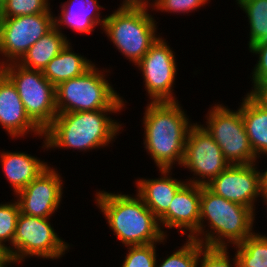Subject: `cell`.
Here are the masks:
<instances>
[{
	"label": "cell",
	"mask_w": 267,
	"mask_h": 267,
	"mask_svg": "<svg viewBox=\"0 0 267 267\" xmlns=\"http://www.w3.org/2000/svg\"><path fill=\"white\" fill-rule=\"evenodd\" d=\"M178 102H150L144 115L145 148L160 169L182 165L189 125Z\"/></svg>",
	"instance_id": "6da1fadb"
},
{
	"label": "cell",
	"mask_w": 267,
	"mask_h": 267,
	"mask_svg": "<svg viewBox=\"0 0 267 267\" xmlns=\"http://www.w3.org/2000/svg\"><path fill=\"white\" fill-rule=\"evenodd\" d=\"M96 197L110 228L124 245H145L165 239L158 218L138 195L134 198L102 191Z\"/></svg>",
	"instance_id": "7a4b0ae2"
},
{
	"label": "cell",
	"mask_w": 267,
	"mask_h": 267,
	"mask_svg": "<svg viewBox=\"0 0 267 267\" xmlns=\"http://www.w3.org/2000/svg\"><path fill=\"white\" fill-rule=\"evenodd\" d=\"M117 111L119 110L58 113L43 131L46 137L45 147L87 150L107 145L114 139L121 125L105 114Z\"/></svg>",
	"instance_id": "3957f363"
},
{
	"label": "cell",
	"mask_w": 267,
	"mask_h": 267,
	"mask_svg": "<svg viewBox=\"0 0 267 267\" xmlns=\"http://www.w3.org/2000/svg\"><path fill=\"white\" fill-rule=\"evenodd\" d=\"M253 213L251 208L226 200L212 192L206 185H201L200 223L196 234L190 238L210 248H227L223 238L228 239V243L238 245L253 234L251 232ZM203 219L209 220L211 230H214L212 234L211 232L204 234ZM202 233L205 235V242L202 238L201 240L197 238Z\"/></svg>",
	"instance_id": "277c9868"
},
{
	"label": "cell",
	"mask_w": 267,
	"mask_h": 267,
	"mask_svg": "<svg viewBox=\"0 0 267 267\" xmlns=\"http://www.w3.org/2000/svg\"><path fill=\"white\" fill-rule=\"evenodd\" d=\"M99 72L93 65L83 75L59 83L55 87L57 113L121 110L123 99Z\"/></svg>",
	"instance_id": "5b68a950"
},
{
	"label": "cell",
	"mask_w": 267,
	"mask_h": 267,
	"mask_svg": "<svg viewBox=\"0 0 267 267\" xmlns=\"http://www.w3.org/2000/svg\"><path fill=\"white\" fill-rule=\"evenodd\" d=\"M147 8H121L105 17L103 29L123 55L135 65L157 40L154 19Z\"/></svg>",
	"instance_id": "8992f818"
},
{
	"label": "cell",
	"mask_w": 267,
	"mask_h": 267,
	"mask_svg": "<svg viewBox=\"0 0 267 267\" xmlns=\"http://www.w3.org/2000/svg\"><path fill=\"white\" fill-rule=\"evenodd\" d=\"M6 65L2 62L0 70L16 86L26 114L44 131L58 114L55 86L42 71L27 69L17 62Z\"/></svg>",
	"instance_id": "52a82bcc"
},
{
	"label": "cell",
	"mask_w": 267,
	"mask_h": 267,
	"mask_svg": "<svg viewBox=\"0 0 267 267\" xmlns=\"http://www.w3.org/2000/svg\"><path fill=\"white\" fill-rule=\"evenodd\" d=\"M208 116V125L204 129L220 146L225 159L231 165L254 163L256 155L249 143L241 107L234 112L218 104L210 110Z\"/></svg>",
	"instance_id": "ba28073f"
},
{
	"label": "cell",
	"mask_w": 267,
	"mask_h": 267,
	"mask_svg": "<svg viewBox=\"0 0 267 267\" xmlns=\"http://www.w3.org/2000/svg\"><path fill=\"white\" fill-rule=\"evenodd\" d=\"M48 219L19 214L13 240L16 250L8 247V255L14 262L22 261L27 255L48 259L63 255L69 245L58 237Z\"/></svg>",
	"instance_id": "9c48e42d"
},
{
	"label": "cell",
	"mask_w": 267,
	"mask_h": 267,
	"mask_svg": "<svg viewBox=\"0 0 267 267\" xmlns=\"http://www.w3.org/2000/svg\"><path fill=\"white\" fill-rule=\"evenodd\" d=\"M53 27L54 17L51 13L0 17V52L8 57V62H18Z\"/></svg>",
	"instance_id": "30bf717a"
},
{
	"label": "cell",
	"mask_w": 267,
	"mask_h": 267,
	"mask_svg": "<svg viewBox=\"0 0 267 267\" xmlns=\"http://www.w3.org/2000/svg\"><path fill=\"white\" fill-rule=\"evenodd\" d=\"M230 163L223 156L220 146L207 133L203 126L194 124L188 131L185 154L181 166L190 168L194 174L199 175L187 183L206 185L213 178L224 171ZM208 177V180H204Z\"/></svg>",
	"instance_id": "8fae6325"
},
{
	"label": "cell",
	"mask_w": 267,
	"mask_h": 267,
	"mask_svg": "<svg viewBox=\"0 0 267 267\" xmlns=\"http://www.w3.org/2000/svg\"><path fill=\"white\" fill-rule=\"evenodd\" d=\"M174 56L167 43L158 37L136 64L144 75L151 102H176L171 92L177 72Z\"/></svg>",
	"instance_id": "7c38bea8"
},
{
	"label": "cell",
	"mask_w": 267,
	"mask_h": 267,
	"mask_svg": "<svg viewBox=\"0 0 267 267\" xmlns=\"http://www.w3.org/2000/svg\"><path fill=\"white\" fill-rule=\"evenodd\" d=\"M255 164L229 165L206 186L215 194L231 202L251 208L261 194V174Z\"/></svg>",
	"instance_id": "4fadbf2b"
},
{
	"label": "cell",
	"mask_w": 267,
	"mask_h": 267,
	"mask_svg": "<svg viewBox=\"0 0 267 267\" xmlns=\"http://www.w3.org/2000/svg\"><path fill=\"white\" fill-rule=\"evenodd\" d=\"M54 169L47 167L31 183L17 193L20 213L49 218L60 205L62 180Z\"/></svg>",
	"instance_id": "5bb4252c"
},
{
	"label": "cell",
	"mask_w": 267,
	"mask_h": 267,
	"mask_svg": "<svg viewBox=\"0 0 267 267\" xmlns=\"http://www.w3.org/2000/svg\"><path fill=\"white\" fill-rule=\"evenodd\" d=\"M200 197L201 185L186 182L176 192L168 210L158 219L159 222L168 228H180L181 234L189 230L188 237H191L200 223Z\"/></svg>",
	"instance_id": "9a60e30c"
},
{
	"label": "cell",
	"mask_w": 267,
	"mask_h": 267,
	"mask_svg": "<svg viewBox=\"0 0 267 267\" xmlns=\"http://www.w3.org/2000/svg\"><path fill=\"white\" fill-rule=\"evenodd\" d=\"M0 124L12 137L24 136L29 131L43 136V131L26 114L16 86L1 70Z\"/></svg>",
	"instance_id": "2e32d148"
},
{
	"label": "cell",
	"mask_w": 267,
	"mask_h": 267,
	"mask_svg": "<svg viewBox=\"0 0 267 267\" xmlns=\"http://www.w3.org/2000/svg\"><path fill=\"white\" fill-rule=\"evenodd\" d=\"M164 177L160 179L138 180V196L147 208L159 219L167 210L176 192L185 184L172 179L168 173L170 169H159Z\"/></svg>",
	"instance_id": "e0dca14e"
},
{
	"label": "cell",
	"mask_w": 267,
	"mask_h": 267,
	"mask_svg": "<svg viewBox=\"0 0 267 267\" xmlns=\"http://www.w3.org/2000/svg\"><path fill=\"white\" fill-rule=\"evenodd\" d=\"M241 116L256 157L267 154V107L250 92L242 102Z\"/></svg>",
	"instance_id": "ac0fdd59"
},
{
	"label": "cell",
	"mask_w": 267,
	"mask_h": 267,
	"mask_svg": "<svg viewBox=\"0 0 267 267\" xmlns=\"http://www.w3.org/2000/svg\"><path fill=\"white\" fill-rule=\"evenodd\" d=\"M1 158L3 171L16 194L48 167L45 162L21 152H3Z\"/></svg>",
	"instance_id": "d6986e66"
},
{
	"label": "cell",
	"mask_w": 267,
	"mask_h": 267,
	"mask_svg": "<svg viewBox=\"0 0 267 267\" xmlns=\"http://www.w3.org/2000/svg\"><path fill=\"white\" fill-rule=\"evenodd\" d=\"M55 26L35 42L17 62L27 69L43 71L46 65L69 43Z\"/></svg>",
	"instance_id": "ffe728a7"
},
{
	"label": "cell",
	"mask_w": 267,
	"mask_h": 267,
	"mask_svg": "<svg viewBox=\"0 0 267 267\" xmlns=\"http://www.w3.org/2000/svg\"><path fill=\"white\" fill-rule=\"evenodd\" d=\"M77 6L75 8L76 4ZM71 3V4H70ZM75 4V5H74ZM74 6V7H73ZM100 7L97 3V0H71L66 5H62V13L59 17L54 18V26L56 28L60 27L59 24L68 25L69 27L73 28L74 30L81 32V33H90L94 31L93 28L97 26L96 24L102 23V27L104 25L105 19H100L99 11ZM92 9V10H91Z\"/></svg>",
	"instance_id": "44dd1931"
},
{
	"label": "cell",
	"mask_w": 267,
	"mask_h": 267,
	"mask_svg": "<svg viewBox=\"0 0 267 267\" xmlns=\"http://www.w3.org/2000/svg\"><path fill=\"white\" fill-rule=\"evenodd\" d=\"M68 43L43 69V75L56 87L59 83L83 75L93 64L73 53Z\"/></svg>",
	"instance_id": "7402d4cb"
},
{
	"label": "cell",
	"mask_w": 267,
	"mask_h": 267,
	"mask_svg": "<svg viewBox=\"0 0 267 267\" xmlns=\"http://www.w3.org/2000/svg\"><path fill=\"white\" fill-rule=\"evenodd\" d=\"M238 247L234 265L236 267H267V237L251 234Z\"/></svg>",
	"instance_id": "603a6c76"
},
{
	"label": "cell",
	"mask_w": 267,
	"mask_h": 267,
	"mask_svg": "<svg viewBox=\"0 0 267 267\" xmlns=\"http://www.w3.org/2000/svg\"><path fill=\"white\" fill-rule=\"evenodd\" d=\"M248 16L250 24L249 47L267 40V0H237Z\"/></svg>",
	"instance_id": "cb8c5ba5"
},
{
	"label": "cell",
	"mask_w": 267,
	"mask_h": 267,
	"mask_svg": "<svg viewBox=\"0 0 267 267\" xmlns=\"http://www.w3.org/2000/svg\"><path fill=\"white\" fill-rule=\"evenodd\" d=\"M19 214L20 207L18 201L0 204V251H4L7 254L8 247L3 242L10 241L13 246Z\"/></svg>",
	"instance_id": "d4e9b609"
},
{
	"label": "cell",
	"mask_w": 267,
	"mask_h": 267,
	"mask_svg": "<svg viewBox=\"0 0 267 267\" xmlns=\"http://www.w3.org/2000/svg\"><path fill=\"white\" fill-rule=\"evenodd\" d=\"M48 0H4L0 7V17H16L50 13Z\"/></svg>",
	"instance_id": "484cf974"
},
{
	"label": "cell",
	"mask_w": 267,
	"mask_h": 267,
	"mask_svg": "<svg viewBox=\"0 0 267 267\" xmlns=\"http://www.w3.org/2000/svg\"><path fill=\"white\" fill-rule=\"evenodd\" d=\"M200 257L201 243L189 237L182 248L166 258L158 267H197Z\"/></svg>",
	"instance_id": "4316f807"
},
{
	"label": "cell",
	"mask_w": 267,
	"mask_h": 267,
	"mask_svg": "<svg viewBox=\"0 0 267 267\" xmlns=\"http://www.w3.org/2000/svg\"><path fill=\"white\" fill-rule=\"evenodd\" d=\"M156 243L145 245H130L129 253L123 261L122 267H155L156 266Z\"/></svg>",
	"instance_id": "83f0119b"
},
{
	"label": "cell",
	"mask_w": 267,
	"mask_h": 267,
	"mask_svg": "<svg viewBox=\"0 0 267 267\" xmlns=\"http://www.w3.org/2000/svg\"><path fill=\"white\" fill-rule=\"evenodd\" d=\"M227 248H210L201 244L200 267H232L227 255Z\"/></svg>",
	"instance_id": "f1b7e54d"
},
{
	"label": "cell",
	"mask_w": 267,
	"mask_h": 267,
	"mask_svg": "<svg viewBox=\"0 0 267 267\" xmlns=\"http://www.w3.org/2000/svg\"><path fill=\"white\" fill-rule=\"evenodd\" d=\"M250 52L259 55V61L253 71L254 88L267 81V40L249 47Z\"/></svg>",
	"instance_id": "f546056e"
},
{
	"label": "cell",
	"mask_w": 267,
	"mask_h": 267,
	"mask_svg": "<svg viewBox=\"0 0 267 267\" xmlns=\"http://www.w3.org/2000/svg\"><path fill=\"white\" fill-rule=\"evenodd\" d=\"M154 6L159 10L166 12H189L201 5L205 4L208 0H155Z\"/></svg>",
	"instance_id": "4dcf8cb0"
},
{
	"label": "cell",
	"mask_w": 267,
	"mask_h": 267,
	"mask_svg": "<svg viewBox=\"0 0 267 267\" xmlns=\"http://www.w3.org/2000/svg\"><path fill=\"white\" fill-rule=\"evenodd\" d=\"M251 93L267 107V81L257 85Z\"/></svg>",
	"instance_id": "1f68e13d"
},
{
	"label": "cell",
	"mask_w": 267,
	"mask_h": 267,
	"mask_svg": "<svg viewBox=\"0 0 267 267\" xmlns=\"http://www.w3.org/2000/svg\"><path fill=\"white\" fill-rule=\"evenodd\" d=\"M148 0H125L121 8H147Z\"/></svg>",
	"instance_id": "d6a6232c"
},
{
	"label": "cell",
	"mask_w": 267,
	"mask_h": 267,
	"mask_svg": "<svg viewBox=\"0 0 267 267\" xmlns=\"http://www.w3.org/2000/svg\"><path fill=\"white\" fill-rule=\"evenodd\" d=\"M261 196H263L267 205V170L264 173H261Z\"/></svg>",
	"instance_id": "836d02e7"
},
{
	"label": "cell",
	"mask_w": 267,
	"mask_h": 267,
	"mask_svg": "<svg viewBox=\"0 0 267 267\" xmlns=\"http://www.w3.org/2000/svg\"><path fill=\"white\" fill-rule=\"evenodd\" d=\"M11 262L14 263L12 258L6 252L0 251V267H6L7 263L10 264Z\"/></svg>",
	"instance_id": "e575fe53"
},
{
	"label": "cell",
	"mask_w": 267,
	"mask_h": 267,
	"mask_svg": "<svg viewBox=\"0 0 267 267\" xmlns=\"http://www.w3.org/2000/svg\"><path fill=\"white\" fill-rule=\"evenodd\" d=\"M4 4V0H0V7Z\"/></svg>",
	"instance_id": "d590c367"
}]
</instances>
